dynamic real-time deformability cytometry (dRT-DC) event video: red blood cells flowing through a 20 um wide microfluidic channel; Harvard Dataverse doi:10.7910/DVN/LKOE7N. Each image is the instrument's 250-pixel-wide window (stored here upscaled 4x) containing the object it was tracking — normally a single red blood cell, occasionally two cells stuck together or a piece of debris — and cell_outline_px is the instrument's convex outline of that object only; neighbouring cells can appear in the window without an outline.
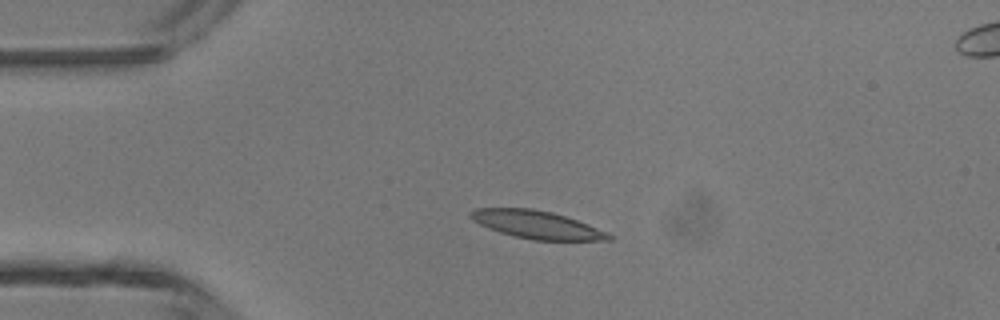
{"species": "common noctule bat (a hibernating species)", "species_latin": "Nyctalus noctula", "temperature_condition": "room temperature", "stored_images_in_passage": 4, "camera_frame_rate_fps": 3000, "um_per_image_px": 0.085, "animal": {"sex": "male", "body_mass_g": 13.3}, "frame": {"image": 1, "passage_image": 3, "time_ms": 0.667, "image_size_px": [1000, 320], "cell_outline_px": [[616, 236], [612, 240], [532, 240], [512, 236], [488, 228], [472, 220], [468, 216], [468, 212], [476, 208], [532, 208], [552, 212], [588, 224], [608, 232]], "centroid_in_image_um": [45.62, 19.1], "position_along_channel_um": 39.4, "area_um2": 22.6}}